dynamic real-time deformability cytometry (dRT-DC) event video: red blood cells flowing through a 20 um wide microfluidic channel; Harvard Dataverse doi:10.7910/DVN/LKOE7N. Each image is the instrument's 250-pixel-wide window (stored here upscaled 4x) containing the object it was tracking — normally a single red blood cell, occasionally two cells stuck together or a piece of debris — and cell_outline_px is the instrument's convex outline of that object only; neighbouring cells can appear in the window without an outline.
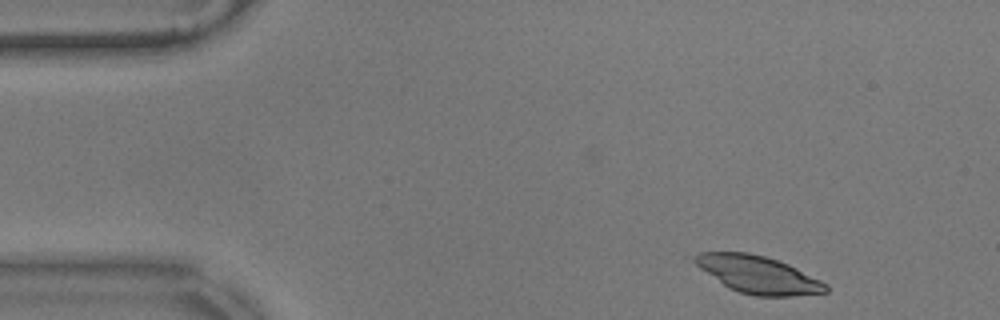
{"species": "common noctule bat (a hibernating species)", "species_latin": "Nyctalus noctula", "temperature_condition": "warm", "stored_images_in_passage": 22, "camera_frame_rate_fps": 3000, "um_per_image_px": 0.085, "animal": {"sex": "male", "body_mass_g": 17.9}, "frame": {"image": 1, "passage_image": 2, "time_ms": 0.333, "image_size_px": [1000, 320], "cell_outline_px": [[828, 292], [792, 296], [756, 296], [740, 292], [728, 288], [700, 268], [684, 256], [700, 252], [748, 252], [764, 256], [788, 264], [828, 284]], "centroid_in_image_um": [64.36, 23.32], "position_along_channel_um": 20.6, "area_um2": 28.73}}